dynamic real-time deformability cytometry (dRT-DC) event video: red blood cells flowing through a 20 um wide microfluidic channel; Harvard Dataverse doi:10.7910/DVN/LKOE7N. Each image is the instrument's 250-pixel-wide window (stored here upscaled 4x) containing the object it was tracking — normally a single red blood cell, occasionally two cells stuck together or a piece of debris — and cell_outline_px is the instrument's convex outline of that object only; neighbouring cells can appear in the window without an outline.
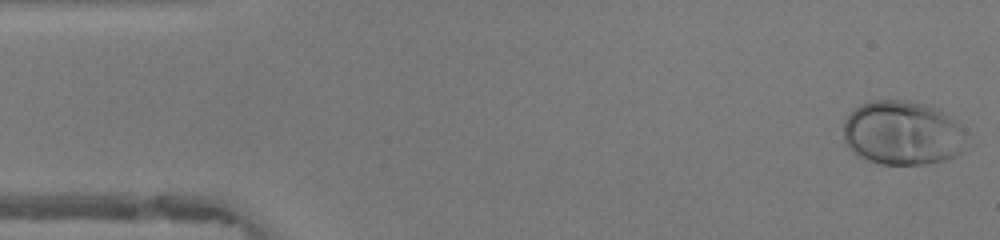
{"species": "human", "species_latin": "Homo sapiens", "temperature_condition": "warm", "stored_images_in_passage": 48, "camera_frame_rate_fps": 3000, "um_per_image_px": 0.085, "donor": {"sex": "female"}, "frame": {"image": 1, "passage_image": 1, "time_ms": 0.0, "image_size_px": [1000, 240], "cell_outline_px": [[968, 148], [956, 156], [944, 160], [924, 164], [880, 164], [864, 160], [856, 156], [844, 144], [844, 120], [860, 104], [872, 100], [908, 100], [924, 104], [936, 108], [944, 112], [964, 128], [968, 132]], "centroid_in_image_um": [76.75, 11.32], "position_along_channel_um": 8.2, "area_um2": 47.05}}
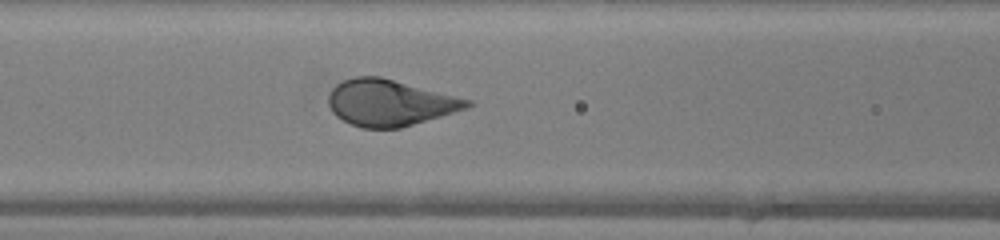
{"frame": {"image": 2, "passage_image": 19, "time_ms": 6.0, "image_size_px": [1000, 240], "cell_outline_px": [[476, 104], [468, 108], [400, 128], [364, 128], [352, 124], [336, 116], [332, 112], [328, 104], [328, 96], [332, 88], [336, 84], [344, 80], [356, 76], [380, 76], [472, 100]], "centroid_in_image_um": [33.14, 8.73], "position_along_channel_um": 133.5, "area_um2": 37.34}}
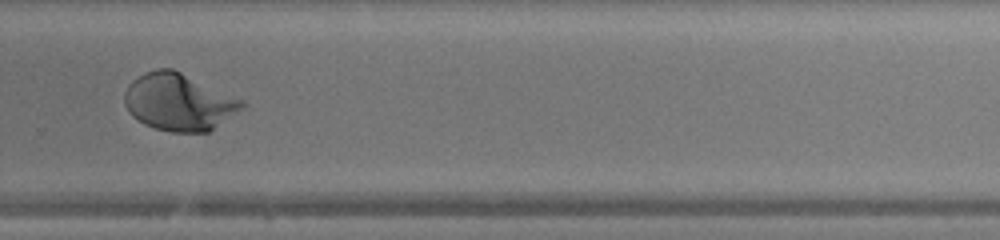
{"frame": {"image": 3, "passage_image": 32, "time_ms": 10.333, "image_size_px": [1000, 240], "cell_outline_px": [[244, 108], [208, 132], [172, 132], [156, 128], [144, 124], [132, 116], [128, 112], [124, 104], [124, 92], [128, 84], [132, 80], [144, 72], [156, 68], [172, 68], [244, 100]], "centroid_in_image_um": [15.17, 8.66], "position_along_channel_um": 314.6, "area_um2": 39.19}, "authors_computed_cell_mechanics": {"area_um2": 39.2173, "velocity_mm_per_s": 4.1913, "shape_relaxation_time_tau1_ms": 2.5292, "shape_relaxation_time_tau2_ms": null, "deformation_change_tau1": 0.177, "deformation_change_tau2": null}}